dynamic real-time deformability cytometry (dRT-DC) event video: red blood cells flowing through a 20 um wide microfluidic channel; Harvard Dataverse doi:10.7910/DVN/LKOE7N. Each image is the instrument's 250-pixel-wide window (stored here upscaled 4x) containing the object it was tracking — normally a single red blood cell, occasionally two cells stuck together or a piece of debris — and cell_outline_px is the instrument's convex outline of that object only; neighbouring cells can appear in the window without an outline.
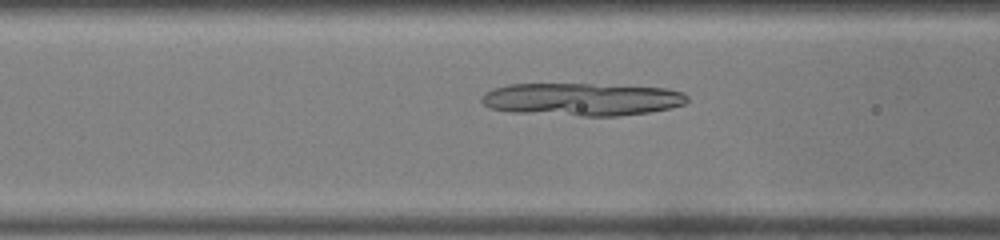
{"species": "common noctule bat (a hibernating species)", "species_latin": "Nyctalus noctula", "temperature_condition": "warm", "stored_images_in_passage": 37, "camera_frame_rate_fps": 3000, "um_per_image_px": 0.085, "animal": {"sex": "male", "body_mass_g": 19.0, "forearm_length_mm": 50.8}, "frame": {"image": 1, "passage_image": 13, "time_ms": 4.0, "image_size_px": [1000, 240], "cell_outline_px": [[688, 100], [684, 104], [668, 108], [648, 112], [620, 116], [576, 116], [512, 112], [488, 108], [480, 100], [480, 96], [484, 92], [492, 88], [508, 84], [592, 84], [668, 88], [684, 92], [688, 96]], "centroid_in_image_um": [49.41, 8.44], "position_along_channel_um": 117.2, "area_um2": 39.65}}
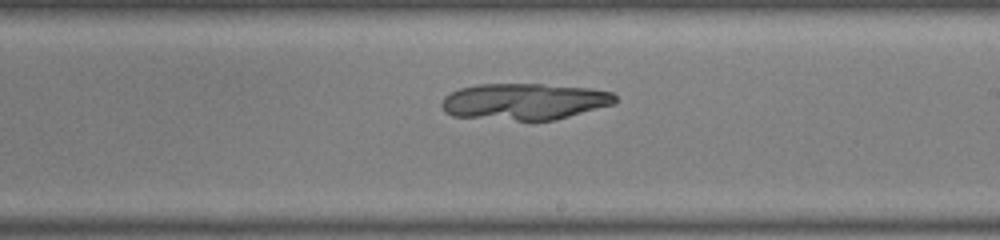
{"frame": {"image": 2, "passage_image": 22, "time_ms": 7.0, "image_size_px": [1000, 240], "cell_outline_px": [[616, 104], [556, 120], [516, 120], [452, 116], [444, 112], [440, 104], [444, 96], [460, 88], [476, 84], [544, 84], [588, 88], [612, 92], [616, 96]], "centroid_in_image_um": [44.58, 8.63], "position_along_channel_um": 244.4, "area_um2": 37.11}}
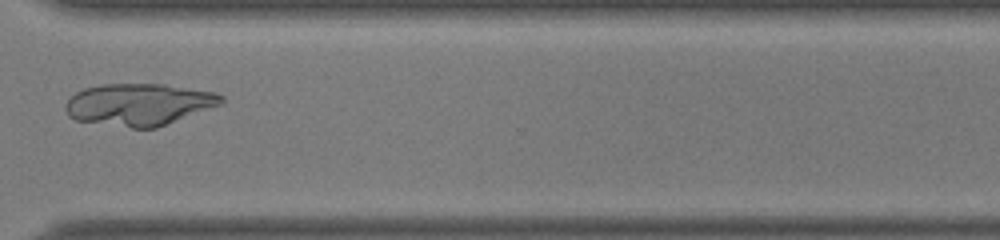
{"frame": {"image": 3, "passage_image": 30, "time_ms": 9.667, "image_size_px": [1000, 240], "cell_outline_px": [[224, 104], [156, 128], [132, 128], [76, 120], [68, 116], [64, 108], [68, 100], [76, 92], [84, 88], [100, 84], [164, 84], [216, 92], [224, 96]], "centroid_in_image_um": [11.85, 8.87], "position_along_channel_um": 358.8, "area_um2": 38.38}}